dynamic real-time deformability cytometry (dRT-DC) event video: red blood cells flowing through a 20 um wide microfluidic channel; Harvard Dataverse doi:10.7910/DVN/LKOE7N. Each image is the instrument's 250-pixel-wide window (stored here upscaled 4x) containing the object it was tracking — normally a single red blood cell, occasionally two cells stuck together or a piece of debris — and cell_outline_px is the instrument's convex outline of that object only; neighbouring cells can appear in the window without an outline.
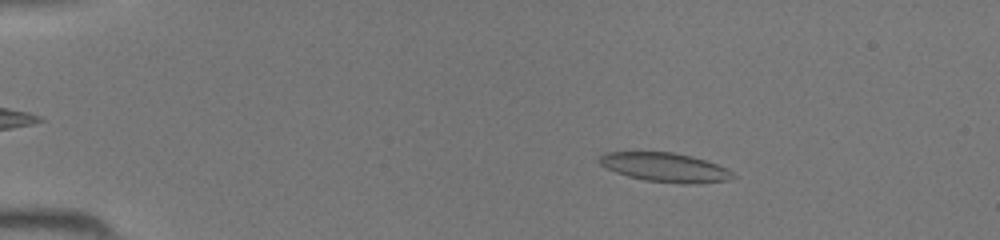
{"species": "common noctule bat (a hibernating species)", "species_latin": "Nyctalus noctula", "temperature_condition": "room temperature", "stored_images_in_passage": 45, "camera_frame_rate_fps": 3000, "um_per_image_px": 0.085, "animal": {"sex": "female", "body_mass_g": 19.5, "forearm_length_mm": 54.1}, "frame": {"image": 1, "passage_image": 8, "time_ms": 2.333, "image_size_px": [1000, 240], "cell_outline_px": [[736, 176], [728, 180], [692, 184], [684, 184], [644, 180], [628, 176], [616, 172], [600, 164], [600, 156], [604, 152], [672, 152], [692, 156], [716, 164], [732, 172]], "centroid_in_image_um": [56.53, 14.22], "position_along_channel_um": 28.5, "area_um2": 22.37}}
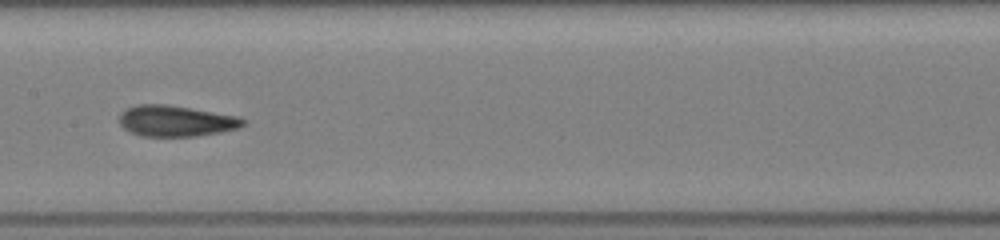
{"frame": {"image": 2, "passage_image": 24, "time_ms": 7.667, "image_size_px": [1000, 240], "cell_outline_px": [[248, 124], [236, 128], [220, 132], [196, 136], [140, 136], [124, 128], [120, 124], [120, 112], [124, 108], [136, 104], [168, 104], [240, 116], [248, 120]], "centroid_in_image_um": [14.98, 10.26], "position_along_channel_um": 192.4, "area_um2": 22.66}}
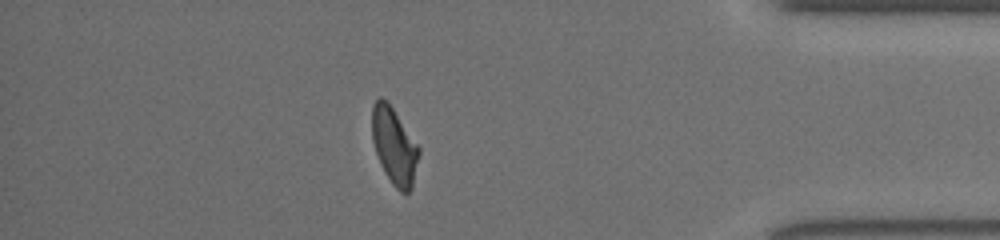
{"frame": {"image": 3, "passage_image": 40, "time_ms": 13.0, "image_size_px": [1000, 240], "cell_outline_px": [[420, 152], [412, 188], [408, 192], [400, 192], [392, 184], [384, 172], [380, 164], [372, 140], [372, 104], [380, 96], [388, 100], [420, 148]], "centroid_in_image_um": [33.5, 12.38], "position_along_channel_um": 401.7, "area_um2": 21.1}}